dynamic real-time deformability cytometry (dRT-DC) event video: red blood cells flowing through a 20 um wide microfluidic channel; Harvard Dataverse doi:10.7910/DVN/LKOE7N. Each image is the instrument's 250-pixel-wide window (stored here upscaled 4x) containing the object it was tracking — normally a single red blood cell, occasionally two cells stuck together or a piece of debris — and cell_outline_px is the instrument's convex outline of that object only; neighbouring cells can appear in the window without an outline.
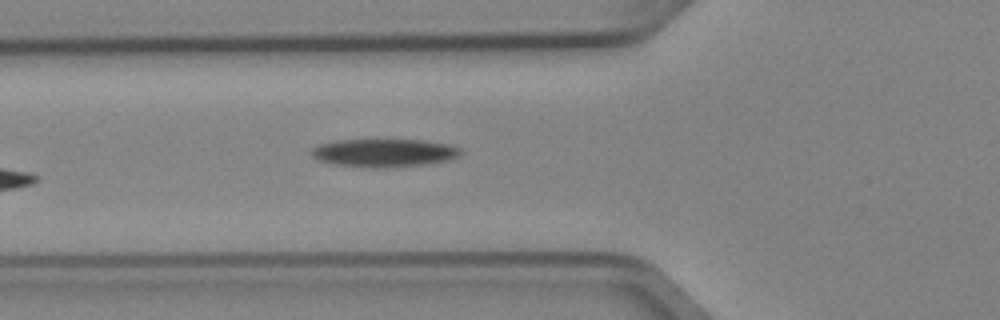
{"species": "Egyptian fruit bat (a non-hibernating species)", "species_latin": "Rousettus aegyptiacus", "temperature_condition": "cold", "stored_images_in_passage": 5, "camera_frame_rate_fps": 3000, "um_per_image_px": 0.085, "animal": {"sex": "female"}, "frame": {"image": 1, "passage_image": 5, "time_ms": 1.333, "image_size_px": [1000, 320], "cell_outline_px": [[460, 156], [448, 160], [424, 164], [380, 168], [372, 168], [336, 164], [320, 160], [312, 156], [312, 148], [320, 144], [336, 140], [376, 136], [424, 140], [448, 144], [460, 148]], "centroid_in_image_um": [32.64, 12.93], "position_along_channel_um": 93.2, "area_um2": 25.43}}